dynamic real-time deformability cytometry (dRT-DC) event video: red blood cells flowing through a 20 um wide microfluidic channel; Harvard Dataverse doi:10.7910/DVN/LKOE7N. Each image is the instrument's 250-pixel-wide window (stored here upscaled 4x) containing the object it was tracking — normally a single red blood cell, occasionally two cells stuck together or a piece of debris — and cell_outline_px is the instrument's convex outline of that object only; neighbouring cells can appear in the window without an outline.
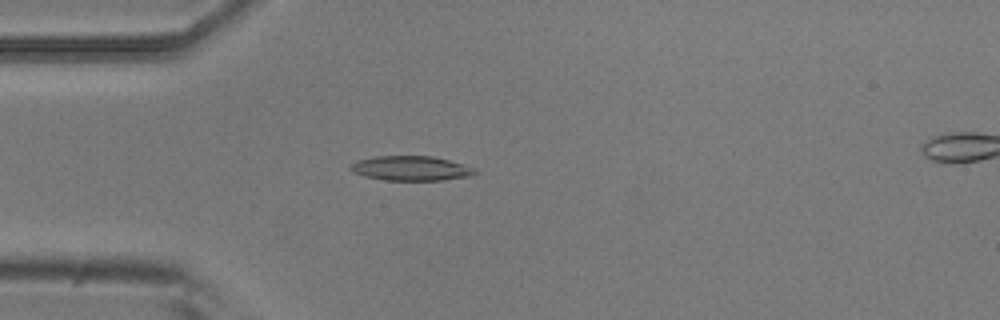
{"species": "common noctule bat (a hibernating species)", "species_latin": "Nyctalus noctula", "temperature_condition": "room temperature", "stored_images_in_passage": 3, "camera_frame_rate_fps": 3000, "um_per_image_px": 0.085, "animal": {"sex": "male", "body_mass_g": 20.5, "forearm_length_mm": 52.5}, "frame": {"image": 1, "passage_image": 2, "time_ms": 0.333, "image_size_px": [1000, 320], "cell_outline_px": [[480, 172], [472, 176], [440, 180], [384, 180], [364, 176], [352, 172], [348, 168], [348, 164], [356, 160], [372, 156], [432, 156], [448, 160], [472, 168]], "centroid_in_image_um": [34.85, 14.3], "position_along_channel_um": 50.2, "area_um2": 17.98}}